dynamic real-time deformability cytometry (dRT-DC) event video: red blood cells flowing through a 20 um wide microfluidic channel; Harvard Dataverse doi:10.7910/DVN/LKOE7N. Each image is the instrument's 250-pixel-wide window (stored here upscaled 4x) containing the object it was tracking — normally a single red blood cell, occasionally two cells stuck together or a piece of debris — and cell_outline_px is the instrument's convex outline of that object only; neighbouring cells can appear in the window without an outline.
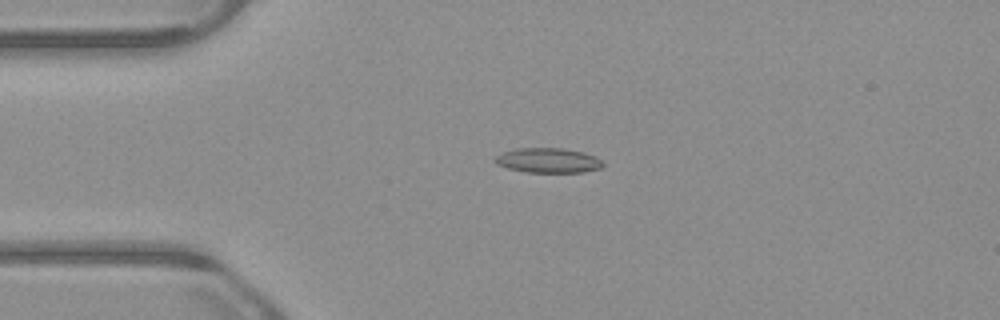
{"species": "common noctule bat (a hibernating species)", "species_latin": "Nyctalus noctula", "temperature_condition": "warm", "stored_images_in_passage": 45, "camera_frame_rate_fps": 3000, "um_per_image_px": 0.085, "animal": {"sex": "male", "body_mass_g": 23.1, "forearm_length_mm": 52.7}, "frame": {"image": 1, "passage_image": 4, "time_ms": 1.0, "image_size_px": [1000, 320], "cell_outline_px": [[604, 164], [600, 168], [584, 172], [524, 172], [508, 168], [496, 164], [492, 160], [496, 156], [504, 152], [516, 148], [564, 148], [584, 152], [596, 156]], "centroid_in_image_um": [46.58, 13.63], "position_along_channel_um": 38.4, "area_um2": 15.66}}
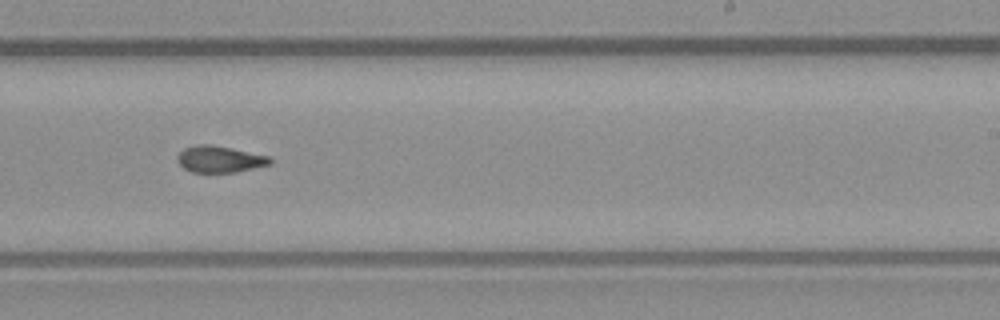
{"frame": {"image": 2, "passage_image": 24, "time_ms": 7.667, "image_size_px": [1000, 320], "cell_outline_px": [[272, 164], [236, 172], [192, 172], [184, 168], [176, 160], [176, 156], [184, 148], [196, 144], [212, 144], [232, 148], [268, 156], [272, 160]], "centroid_in_image_um": [18.66, 13.52], "position_along_channel_um": 270.3, "area_um2": 14.39}}
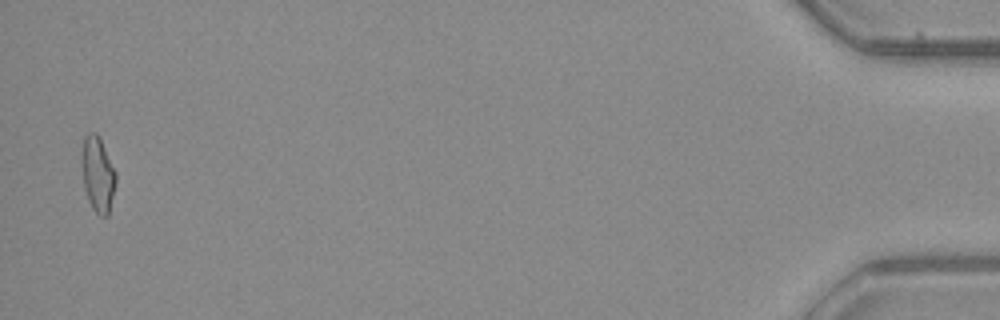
{"frame": {"image": 3, "passage_image": 44, "time_ms": 14.333, "image_size_px": [1000, 320], "cell_outline_px": [[116, 184], [108, 216], [100, 216], [92, 208], [88, 200], [84, 188], [80, 160], [80, 152], [84, 136], [88, 132], [96, 132], [100, 136], [116, 172]], "centroid_in_image_um": [8.29, 14.76], "position_along_channel_um": 426.9, "area_um2": 15.49}, "authors_computed_cell_mechanics": {"area_um2": 14.6812, "velocity_mm_per_s": 3.8684, "shape_relaxation_time_tau1_ms": 3.5797, "shape_relaxation_time_tau2_ms": 2.7777, "deformation_change_tau1": 0.1622, "deformation_change_tau2": 0.1077}}